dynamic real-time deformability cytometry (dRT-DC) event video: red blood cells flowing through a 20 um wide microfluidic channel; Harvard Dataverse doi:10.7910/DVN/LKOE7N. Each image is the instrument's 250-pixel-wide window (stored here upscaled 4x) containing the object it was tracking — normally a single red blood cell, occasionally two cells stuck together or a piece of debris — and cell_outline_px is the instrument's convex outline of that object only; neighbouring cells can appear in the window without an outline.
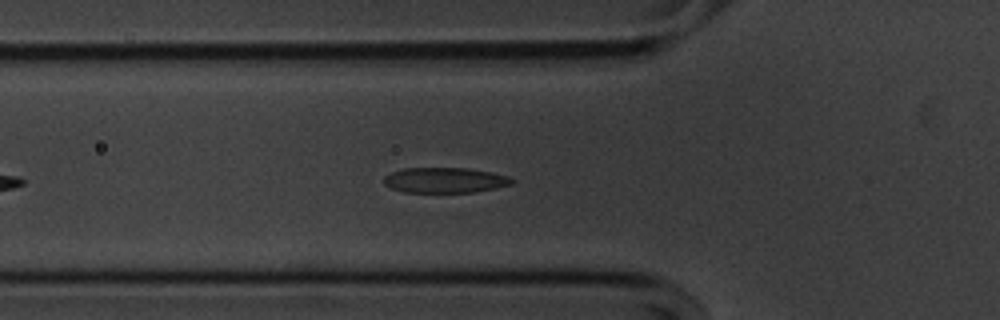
{"species": "common noctule bat (a hibernating species)", "species_latin": "Nyctalus noctula", "temperature_condition": "cold", "stored_images_in_passage": 23, "camera_frame_rate_fps": 3000, "um_per_image_px": 0.085, "animal": {"sex": "male", "body_mass_g": 20.1, "forearm_length_mm": 53.5}, "frame": {"image": 1, "passage_image": 9, "time_ms": 2.667, "image_size_px": [1000, 320], "cell_outline_px": [[516, 180], [512, 184], [496, 188], [476, 192], [404, 192], [392, 188], [384, 184], [384, 176], [392, 172], [404, 168], [468, 168], [492, 172], [508, 176]], "centroid_in_image_um": [37.85, 15.31], "position_along_channel_um": 87.9, "area_um2": 18.96}}
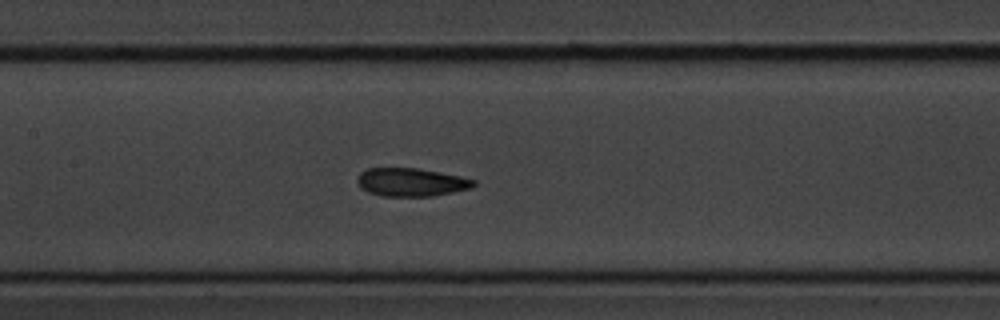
{"frame": {"image": 2, "passage_image": 16, "time_ms": 5.0, "image_size_px": [1000, 320], "cell_outline_px": [[476, 184], [472, 188], [432, 196], [384, 196], [368, 192], [360, 188], [356, 184], [356, 180], [360, 172], [368, 168], [416, 168], [440, 172], [460, 176], [476, 180]], "centroid_in_image_um": [34.93, 15.48], "position_along_channel_um": 172.5, "area_um2": 19.25}}
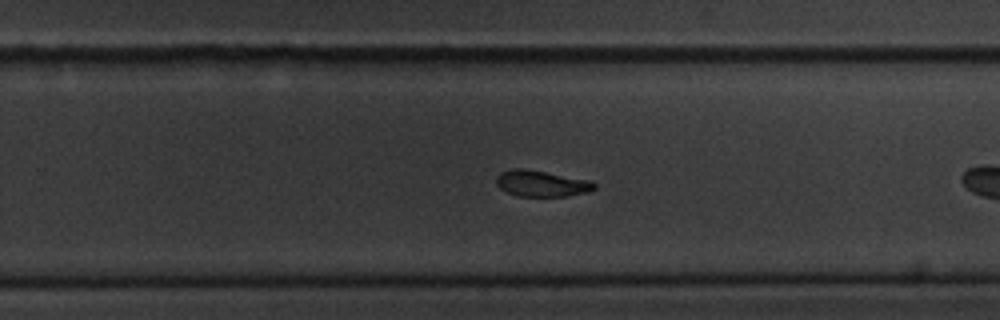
{"frame": {"image": 3, "passage_image": 22, "time_ms": 7.0, "image_size_px": [1000, 320], "cell_outline_px": [[596, 188], [588, 192], [568, 196], [516, 196], [500, 188], [496, 184], [496, 176], [500, 172], [512, 168], [524, 168], [592, 180], [596, 184]], "centroid_in_image_um": [46.04, 15.59], "position_along_channel_um": 283.8, "area_um2": 15.14}}